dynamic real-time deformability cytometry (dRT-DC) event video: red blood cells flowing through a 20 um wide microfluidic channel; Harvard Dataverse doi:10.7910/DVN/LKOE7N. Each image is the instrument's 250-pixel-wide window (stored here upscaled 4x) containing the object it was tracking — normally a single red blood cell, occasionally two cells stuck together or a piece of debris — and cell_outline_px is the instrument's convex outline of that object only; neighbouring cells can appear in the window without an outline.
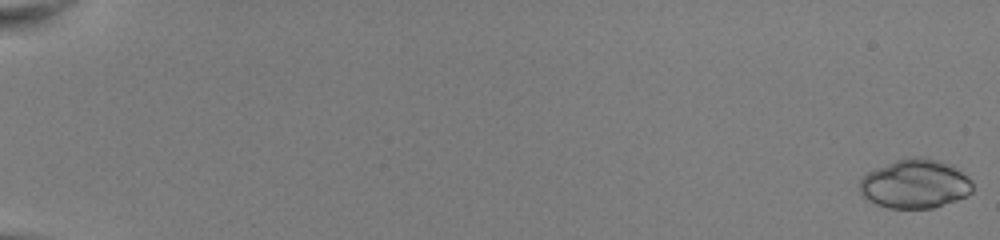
{"species": "common noctule bat (a hibernating species)", "species_latin": "Nyctalus noctula", "temperature_condition": "room temperature", "stored_images_in_passage": 52, "camera_frame_rate_fps": 3000, "um_per_image_px": 0.085, "animal": {"sex": "female", "body_mass_g": 22.0, "forearm_length_mm": 56.7}, "frame": {"image": 1, "passage_image": 1, "time_ms": 0.0, "image_size_px": [1000, 240], "cell_outline_px": [[972, 192], [956, 200], [932, 208], [888, 208], [876, 204], [860, 196], [860, 180], [868, 172], [876, 168], [896, 160], [912, 156], [920, 156], [940, 160], [952, 164], [972, 180]], "centroid_in_image_um": [77.77, 15.62], "position_along_channel_um": 7.2, "area_um2": 32.43}}